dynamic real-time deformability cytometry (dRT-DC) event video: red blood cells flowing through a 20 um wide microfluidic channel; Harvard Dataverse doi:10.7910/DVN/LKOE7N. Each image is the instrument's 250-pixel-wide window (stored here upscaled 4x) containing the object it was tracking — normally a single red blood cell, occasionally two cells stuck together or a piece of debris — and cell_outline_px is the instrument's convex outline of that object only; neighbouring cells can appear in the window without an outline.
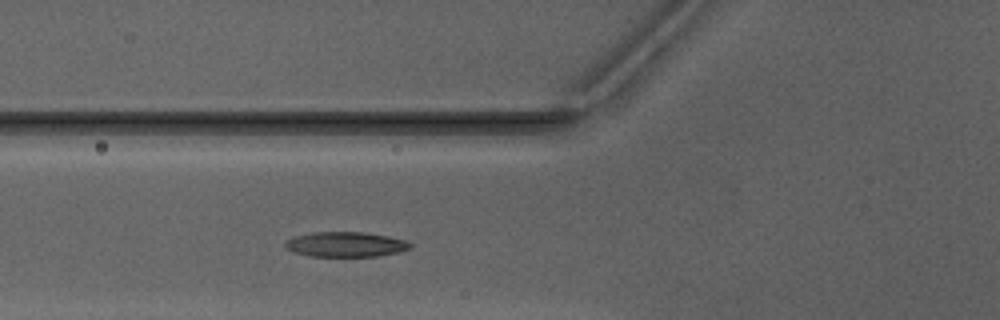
{"species": "Egyptian fruit bat (a non-hibernating species)", "species_latin": "Rousettus aegyptiacus", "temperature_condition": "warm", "stored_images_in_passage": 36, "camera_frame_rate_fps": 3000, "um_per_image_px": 0.085, "animal": {"sex": "male"}, "frame": {"image": 1, "passage_image": 10, "time_ms": 3.0, "image_size_px": [1000, 320], "cell_outline_px": [[412, 248], [400, 252], [376, 256], [308, 256], [292, 252], [284, 248], [284, 240], [296, 236], [312, 232], [364, 232], [388, 236], [404, 240], [412, 244]], "centroid_in_image_um": [29.34, 20.77], "position_along_channel_um": 96.5, "area_um2": 18.38}}
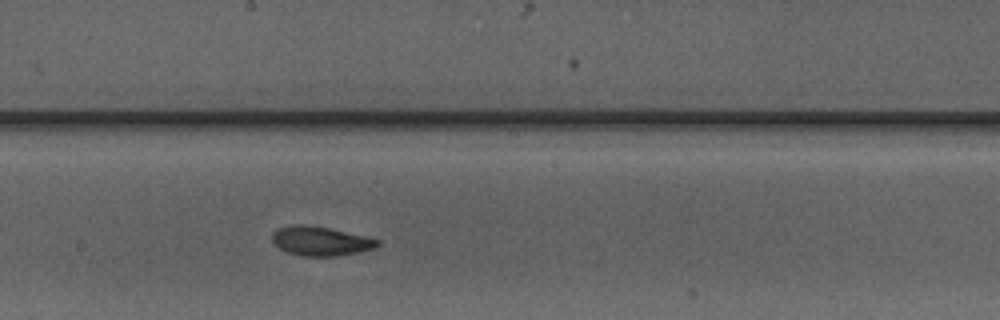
{"frame": {"image": 2, "passage_image": 19, "time_ms": 6.0, "image_size_px": [1000, 320], "cell_outline_px": [[380, 244], [372, 248], [360, 252], [336, 256], [300, 256], [288, 252], [280, 248], [272, 240], [272, 236], [280, 228], [296, 224], [300, 224], [328, 228], [364, 236], [380, 240]], "centroid_in_image_um": [27.27, 20.5], "position_along_channel_um": 220.9, "area_um2": 17.51}}
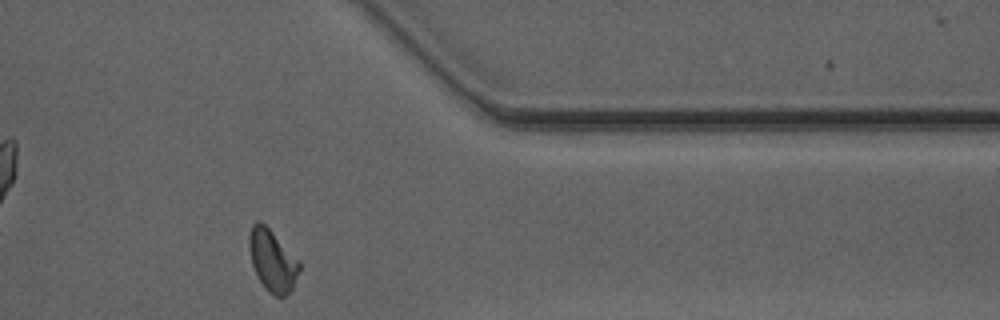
{"frame": {"image": 3, "passage_image": 32, "time_ms": 10.333, "image_size_px": [1000, 320], "cell_outline_px": [[300, 268], [292, 288], [280, 300], [268, 292], [264, 288], [252, 264], [248, 248], [248, 236], [252, 224], [256, 220], [260, 220], [300, 260]], "centroid_in_image_um": [23.14, 22.15], "position_along_channel_um": 388.3, "area_um2": 18.15}, "authors_computed_cell_mechanics": {"area_um2": 17.6001, "velocity_mm_per_s": 4.1341, "shape_relaxation_time_tau1_ms": 3.0652, "shape_relaxation_time_tau2_ms": 2.0394, "deformation_change_tau1": 0.145, "deformation_change_tau2": 0.0835}}